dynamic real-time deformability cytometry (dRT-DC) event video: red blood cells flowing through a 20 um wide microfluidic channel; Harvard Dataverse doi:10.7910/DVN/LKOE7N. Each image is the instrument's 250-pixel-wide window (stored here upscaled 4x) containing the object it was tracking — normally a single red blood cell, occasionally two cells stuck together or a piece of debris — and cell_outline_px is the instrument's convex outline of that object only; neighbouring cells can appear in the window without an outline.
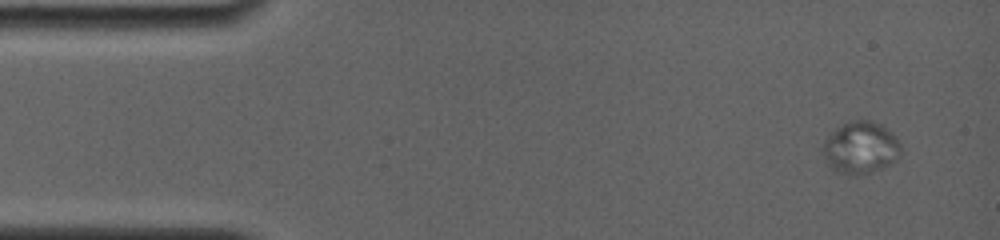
{"species": "common noctule bat (a hibernating species)", "species_latin": "Nyctalus noctula", "temperature_condition": "room temperature", "stored_images_in_passage": 57, "camera_frame_rate_fps": 4000, "um_per_image_px": 0.085, "animal": {"sex": "female", "body_mass_g": 19.0, "forearm_length_mm": 56.7}, "frame": {"image": 1, "passage_image": 1, "time_ms": 0.0, "image_size_px": [1000, 240], "cell_outline_px": [[900, 156], [896, 160], [880, 168], [868, 172], [832, 172], [824, 160], [824, 140], [836, 128], [848, 120], [872, 120], [880, 124], [900, 144]], "centroid_in_image_um": [73.1, 12.52], "position_along_channel_um": 11.9, "area_um2": 23.0}}
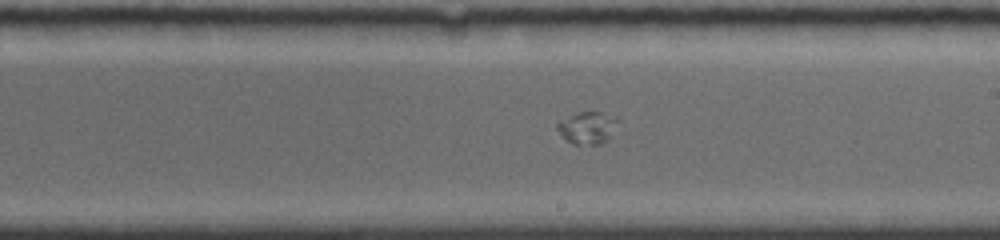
{"frame": {"image": 2, "passage_image": 31, "time_ms": 9.25, "image_size_px": [1000, 240], "cell_outline_px": [[616, 120], [608, 136], [600, 144], [572, 144], [556, 128], [556, 124], [580, 112], [600, 112], [616, 116]], "centroid_in_image_um": [49.9, 10.85], "position_along_channel_um": 239.1, "area_um2": 10.52}}
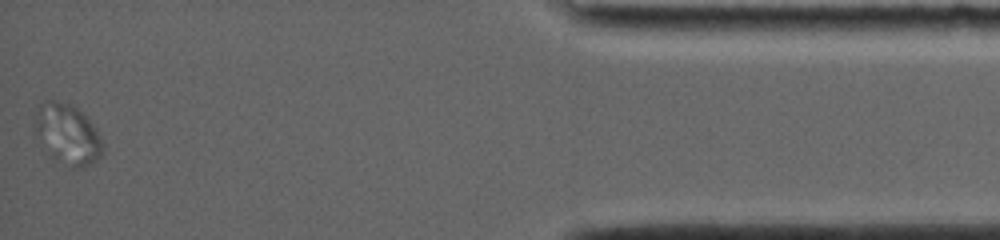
{"frame": {"image": 3, "passage_image": 56, "time_ms": 16.25, "image_size_px": [1000, 240], "cell_outline_px": [[104, 148], [100, 156], [96, 160], [80, 168], [68, 168], [36, 136], [36, 112], [40, 104], [44, 100], [52, 100], [72, 104], [88, 116], [96, 128]], "centroid_in_image_um": [5.79, 11.36], "position_along_channel_um": 429.4, "area_um2": 23.29}}